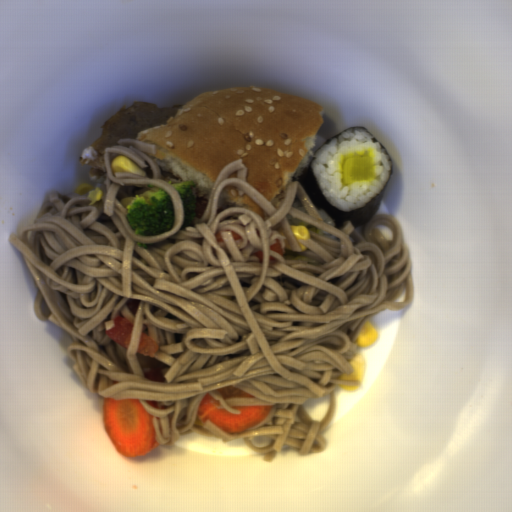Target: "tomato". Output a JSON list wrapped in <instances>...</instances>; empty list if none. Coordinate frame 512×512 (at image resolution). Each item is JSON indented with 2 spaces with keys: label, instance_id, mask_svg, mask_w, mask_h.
Segmentation results:
<instances>
[{
  "label": "tomato",
  "instance_id": "obj_3",
  "mask_svg": "<svg viewBox=\"0 0 512 512\" xmlns=\"http://www.w3.org/2000/svg\"><path fill=\"white\" fill-rule=\"evenodd\" d=\"M144 378L159 383H164L165 378L162 376V368H151L149 373H144Z\"/></svg>",
  "mask_w": 512,
  "mask_h": 512
},
{
  "label": "tomato",
  "instance_id": "obj_2",
  "mask_svg": "<svg viewBox=\"0 0 512 512\" xmlns=\"http://www.w3.org/2000/svg\"><path fill=\"white\" fill-rule=\"evenodd\" d=\"M159 345L155 339L148 334L142 332L140 342L136 354L155 357Z\"/></svg>",
  "mask_w": 512,
  "mask_h": 512
},
{
  "label": "tomato",
  "instance_id": "obj_1",
  "mask_svg": "<svg viewBox=\"0 0 512 512\" xmlns=\"http://www.w3.org/2000/svg\"><path fill=\"white\" fill-rule=\"evenodd\" d=\"M113 324V329L106 330L104 335L127 350L131 343L134 324L120 314L113 319Z\"/></svg>",
  "mask_w": 512,
  "mask_h": 512
},
{
  "label": "tomato",
  "instance_id": "obj_4",
  "mask_svg": "<svg viewBox=\"0 0 512 512\" xmlns=\"http://www.w3.org/2000/svg\"><path fill=\"white\" fill-rule=\"evenodd\" d=\"M269 250H271L281 256H284L279 239H275V243L270 245Z\"/></svg>",
  "mask_w": 512,
  "mask_h": 512
}]
</instances>
